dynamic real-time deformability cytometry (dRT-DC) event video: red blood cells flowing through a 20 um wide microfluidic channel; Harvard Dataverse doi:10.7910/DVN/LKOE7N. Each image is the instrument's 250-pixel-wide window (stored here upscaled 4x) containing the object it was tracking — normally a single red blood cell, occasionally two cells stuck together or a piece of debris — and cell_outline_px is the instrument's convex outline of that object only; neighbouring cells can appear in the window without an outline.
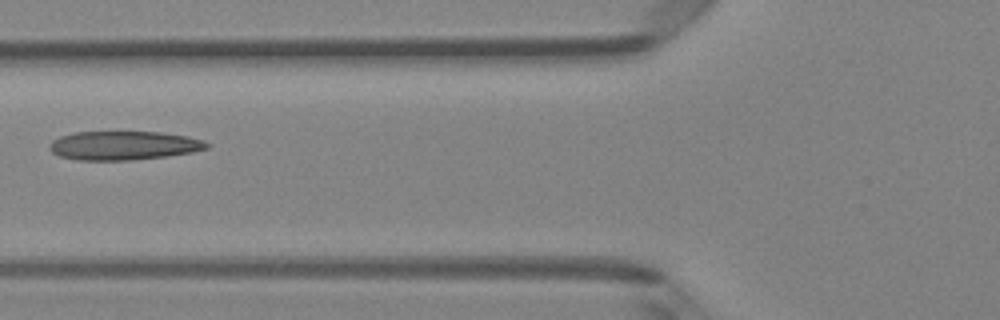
{"species": "Egyptian fruit bat (a non-hibernating species)", "species_latin": "Rousettus aegyptiacus", "temperature_condition": "room temperature", "stored_images_in_passage": 2, "camera_frame_rate_fps": 3000, "um_per_image_px": 0.085, "animal": {"sex": "female"}, "frame": {"image": 1, "passage_image": 2, "time_ms": 0.333, "image_size_px": [1000, 320], "cell_outline_px": [[208, 148], [192, 152], [168, 156], [132, 160], [76, 160], [60, 156], [52, 152], [48, 148], [52, 140], [60, 136], [76, 132], [160, 132], [188, 136], [204, 140], [208, 144]], "centroid_in_image_um": [10.51, 12.37], "position_along_channel_um": 115.3, "area_um2": 26.47}}